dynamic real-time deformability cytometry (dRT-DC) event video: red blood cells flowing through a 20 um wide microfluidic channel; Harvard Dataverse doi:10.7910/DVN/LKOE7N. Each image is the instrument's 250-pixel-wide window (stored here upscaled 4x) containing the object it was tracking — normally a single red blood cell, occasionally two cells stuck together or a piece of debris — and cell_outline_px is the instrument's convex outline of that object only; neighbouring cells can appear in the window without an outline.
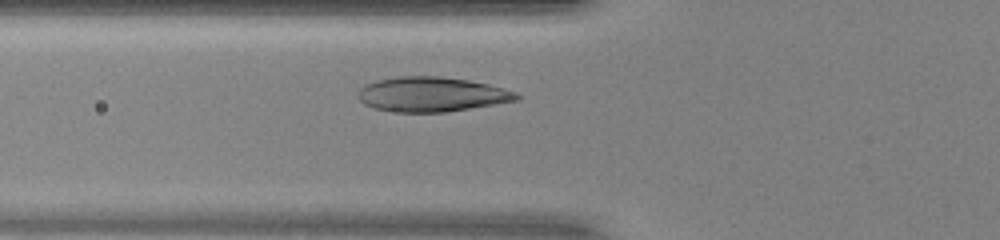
{"species": "human", "species_latin": "Homo sapiens", "temperature_condition": "warm", "stored_images_in_passage": 32, "camera_frame_rate_fps": 3000, "um_per_image_px": 0.085, "donor": {"sex": "female"}, "frame": {"image": 1, "passage_image": 8, "time_ms": 2.333, "image_size_px": [1000, 240], "cell_outline_px": [[520, 100], [444, 112], [400, 112], [376, 108], [364, 104], [356, 96], [360, 88], [376, 80], [400, 76], [440, 76], [468, 80], [488, 84], [516, 92], [520, 96]], "centroid_in_image_um": [36.69, 8.01], "position_along_channel_um": 89.1, "area_um2": 31.85}}
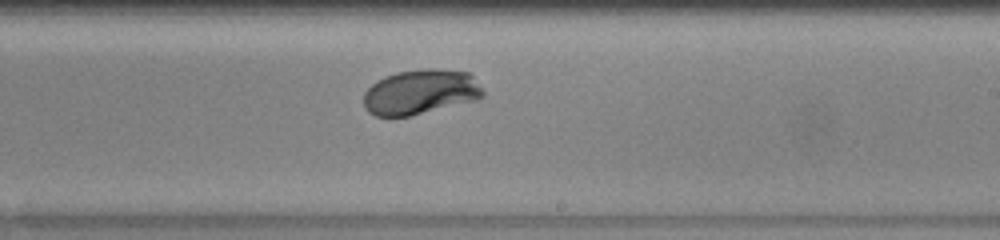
{"frame": {"image": 2, "passage_image": 20, "time_ms": 6.333, "image_size_px": [1000, 240], "cell_outline_px": [[484, 96], [476, 100], [412, 116], [376, 116], [368, 112], [364, 108], [364, 92], [376, 80], [384, 76], [396, 72], [424, 68], [440, 68], [468, 72], [472, 76], [484, 92]], "centroid_in_image_um": [35.72, 7.81], "position_along_channel_um": 253.3, "area_um2": 31.56}}
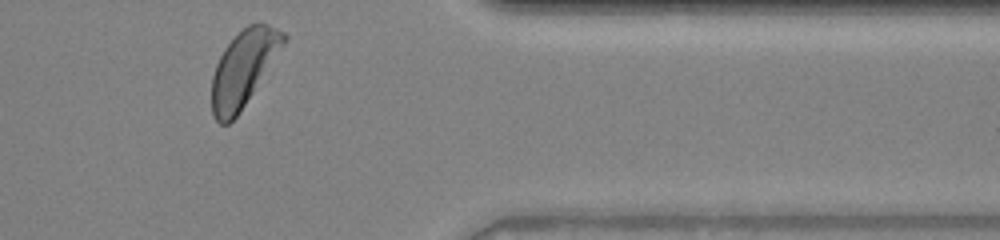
{"frame": {"image": 3, "passage_image": 31, "time_ms": 10.0, "image_size_px": [1000, 240], "cell_outline_px": [[288, 36], [284, 44], [240, 112], [228, 124], [220, 124], [216, 120], [212, 112], [212, 76], [216, 64], [224, 48], [248, 24], [268, 24], [284, 32]], "centroid_in_image_um": [20.68, 5.82], "position_along_channel_um": 390.7, "area_um2": 31.04}, "authors_computed_cell_mechanics": {"area_um2": 31.501, "velocity_mm_per_s": 4.1068, "shape_relaxation_time_tau1_ms": 2.7462, "shape_relaxation_time_tau2_ms": null, "deformation_change_tau1": 0.1799, "deformation_change_tau2": null}}